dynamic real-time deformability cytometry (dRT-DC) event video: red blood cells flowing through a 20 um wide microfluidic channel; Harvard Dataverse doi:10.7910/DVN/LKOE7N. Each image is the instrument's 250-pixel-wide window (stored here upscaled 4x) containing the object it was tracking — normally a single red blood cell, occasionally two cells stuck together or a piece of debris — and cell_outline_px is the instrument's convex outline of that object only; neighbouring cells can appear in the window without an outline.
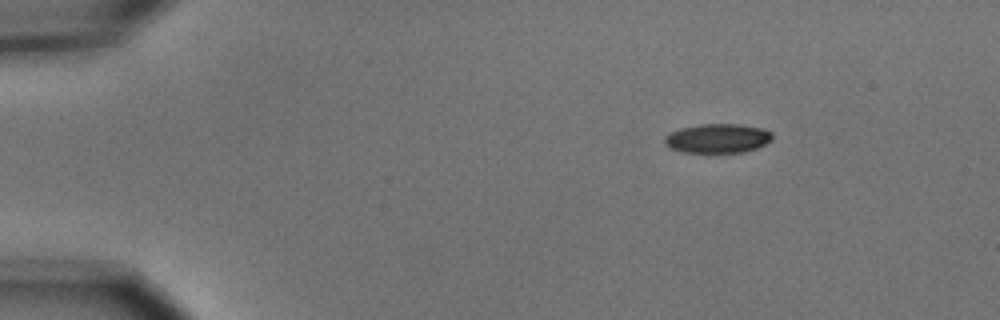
{"species": "common noctule bat (a hibernating species)", "species_latin": "Nyctalus noctula", "temperature_condition": "cold", "stored_images_in_passage": 5, "camera_frame_rate_fps": 3000, "um_per_image_px": 0.085, "animal": {"sex": "male", "body_mass_g": 15.6}, "frame": {"image": 1, "passage_image": 1, "time_ms": 0.0, "image_size_px": [1000, 320], "cell_outline_px": [[772, 140], [756, 148], [744, 152], [680, 152], [664, 144], [664, 136], [680, 128], [700, 124], [740, 124], [764, 128], [772, 132]], "centroid_in_image_um": [61.01, 11.75], "position_along_channel_um": 24.0, "area_um2": 18.38}}